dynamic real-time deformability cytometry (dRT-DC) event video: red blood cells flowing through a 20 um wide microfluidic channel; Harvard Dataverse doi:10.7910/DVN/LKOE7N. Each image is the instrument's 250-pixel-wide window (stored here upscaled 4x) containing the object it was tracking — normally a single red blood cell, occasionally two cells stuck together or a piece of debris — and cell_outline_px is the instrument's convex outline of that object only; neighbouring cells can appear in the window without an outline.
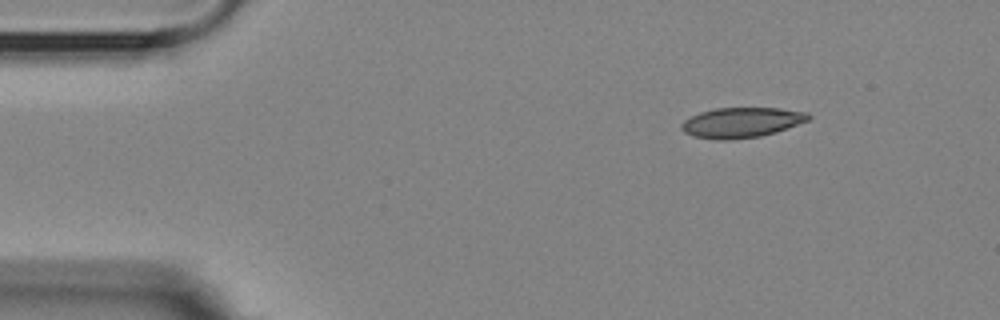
{"species": "Egyptian fruit bat (a non-hibernating species)", "species_latin": "Rousettus aegyptiacus", "temperature_condition": "room temperature", "stored_images_in_passage": 6, "camera_frame_rate_fps": 3000, "um_per_image_px": 0.085, "animal": {"sex": "female"}, "frame": {"image": 1, "passage_image": 1, "time_ms": 0.0, "image_size_px": [1000, 320], "cell_outline_px": [[812, 116], [808, 120], [776, 132], [760, 136], [728, 140], [720, 140], [692, 136], [684, 132], [680, 128], [680, 124], [684, 120], [700, 112], [716, 108], [780, 108], [808, 112]], "centroid_in_image_um": [63.02, 10.41], "position_along_channel_um": 22.0, "area_um2": 22.31}}
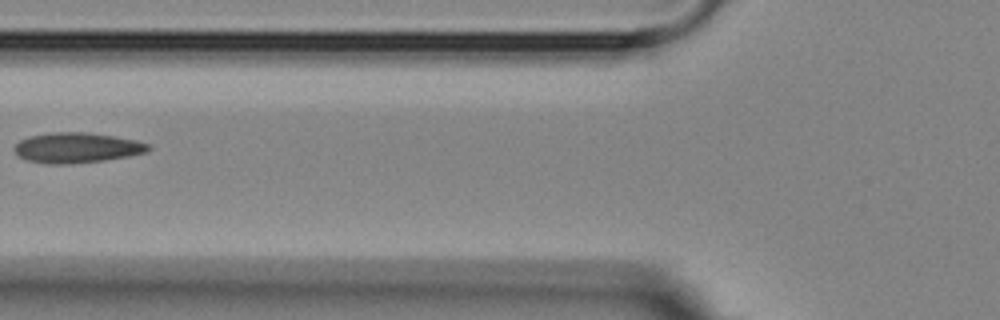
{"frame": {"image": 2, "passage_image": 5, "time_ms": 4.667, "image_size_px": [1000, 320], "cell_outline_px": [[152, 148], [148, 152], [128, 156], [104, 160], [68, 164], [44, 164], [28, 160], [20, 156], [12, 148], [20, 140], [28, 136], [52, 132], [84, 132], [112, 136], [136, 140], [148, 144]], "centroid_in_image_um": [6.52, 12.56], "position_along_channel_um": 119.3, "area_um2": 23.58}}
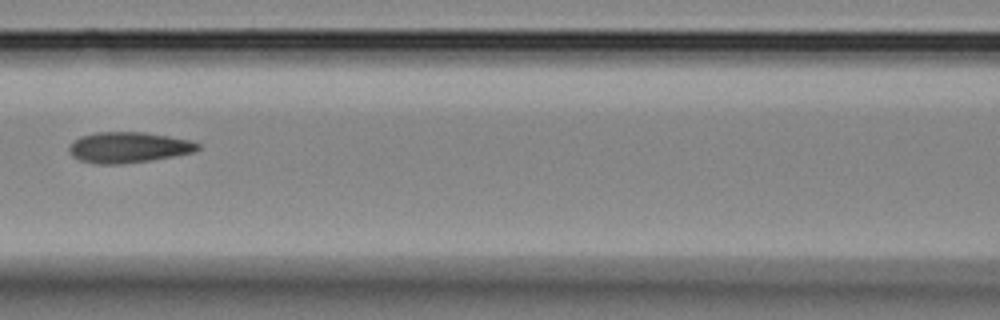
{"frame": {"image": 3, "passage_image": 6, "time_ms": 5.667, "image_size_px": [1000, 320], "cell_outline_px": [[200, 148], [196, 152], [152, 160], [120, 164], [96, 164], [80, 160], [72, 156], [68, 152], [68, 148], [80, 136], [96, 132], [144, 132], [192, 140], [200, 144]], "centroid_in_image_um": [10.95, 12.53], "position_along_channel_um": 155.7, "area_um2": 23.18}}